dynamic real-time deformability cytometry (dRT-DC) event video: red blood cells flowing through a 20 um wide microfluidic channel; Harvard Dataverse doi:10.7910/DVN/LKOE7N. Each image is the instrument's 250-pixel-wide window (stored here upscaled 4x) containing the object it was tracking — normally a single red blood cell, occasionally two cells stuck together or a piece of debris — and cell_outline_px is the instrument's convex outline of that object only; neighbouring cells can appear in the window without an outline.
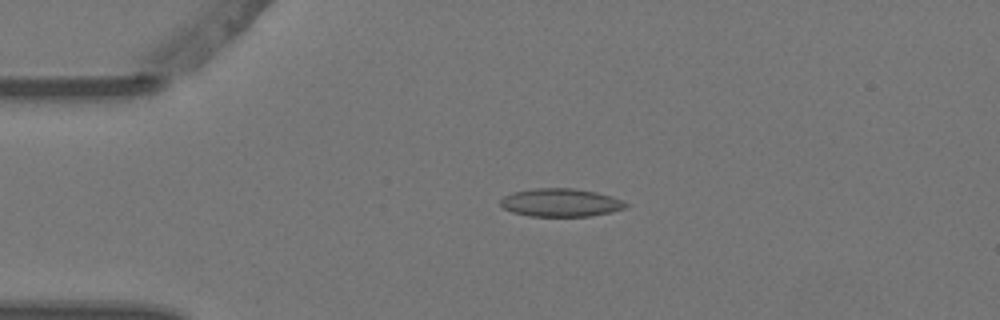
{"species": "Egyptian fruit bat (a non-hibernating species)", "species_latin": "Rousettus aegyptiacus", "temperature_condition": "warm", "stored_images_in_passage": 2, "camera_frame_rate_fps": 3000, "um_per_image_px": 0.085, "animal": {"sex": "female"}, "frame": {"image": 1, "passage_image": 1, "time_ms": 0.0, "image_size_px": [1000, 320], "cell_outline_px": [[628, 204], [624, 208], [592, 216], [528, 216], [512, 212], [504, 208], [500, 204], [500, 200], [504, 196], [512, 192], [536, 188], [572, 188], [596, 192], [612, 196]], "centroid_in_image_um": [47.61, 17.22], "position_along_channel_um": 37.4, "area_um2": 20.4}}